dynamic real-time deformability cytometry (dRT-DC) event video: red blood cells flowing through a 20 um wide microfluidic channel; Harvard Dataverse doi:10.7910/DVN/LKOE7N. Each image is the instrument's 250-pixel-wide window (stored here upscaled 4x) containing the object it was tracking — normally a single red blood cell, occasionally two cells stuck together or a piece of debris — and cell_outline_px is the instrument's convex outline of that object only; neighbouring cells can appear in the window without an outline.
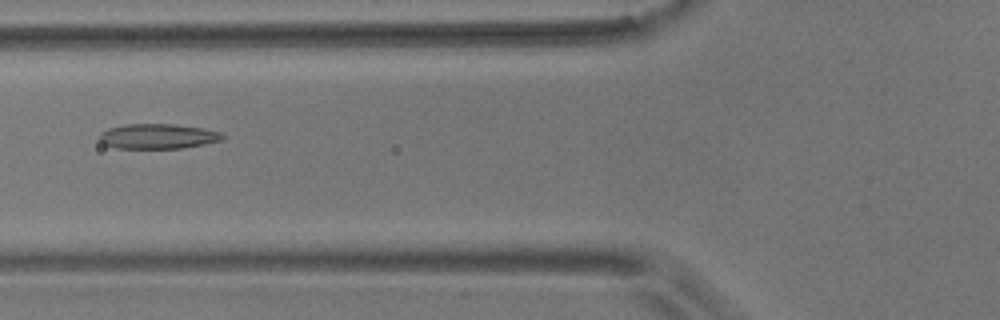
{"species": "common noctule bat (a hibernating species)", "species_latin": "Nyctalus noctula", "temperature_condition": "room temperature", "stored_images_in_passage": 48, "camera_frame_rate_fps": 3000, "um_per_image_px": 0.085, "animal": {"sex": "male", "body_mass_g": 17.9}, "frame": {"image": 1, "passage_image": 14, "time_ms": 4.333, "image_size_px": [1000, 320], "cell_outline_px": [[224, 140], [204, 144], [180, 148], [116, 148], [104, 144], [100, 140], [100, 132], [108, 128], [124, 124], [176, 124], [204, 128], [220, 132], [224, 136]], "centroid_in_image_um": [13.43, 11.58], "position_along_channel_um": 112.4, "area_um2": 17.98}}
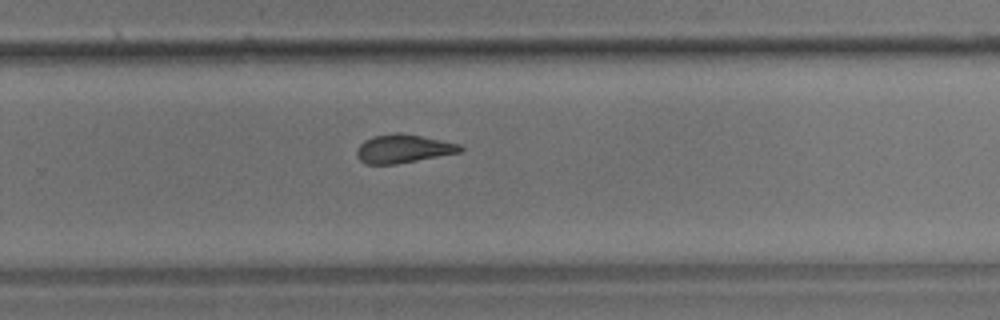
{"frame": {"image": 2, "passage_image": 29, "time_ms": 9.333, "image_size_px": [1000, 320], "cell_outline_px": [[464, 148], [460, 152], [396, 164], [368, 164], [360, 160], [356, 156], [356, 148], [364, 140], [372, 136], [396, 132], [400, 132], [460, 144]], "centroid_in_image_um": [34.23, 12.63], "position_along_channel_um": 295.6, "area_um2": 17.11}}
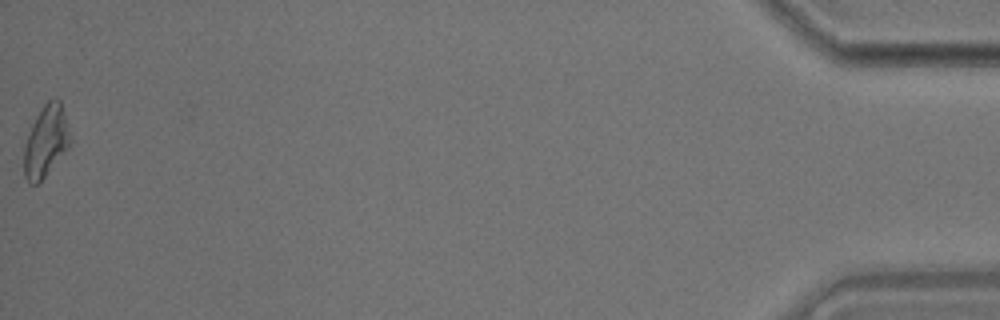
{"frame": {"image": 3, "passage_image": 48, "time_ms": 15.667, "image_size_px": [1000, 320], "cell_outline_px": [[72, 140], [68, 148], [44, 176], [36, 184], [28, 184], [24, 176], [24, 144], [32, 124], [36, 116], [44, 104], [48, 100], [56, 96], [60, 100]], "centroid_in_image_um": [3.89, 11.98], "position_along_channel_um": 431.3, "area_um2": 19.07}, "authors_computed_cell_mechanics": {"area_um2": 18.0625, "velocity_mm_per_s": 3.6653, "shape_relaxation_time_tau1_ms": null, "shape_relaxation_time_tau2_ms": 2.9201, "deformation_change_tau1": null, "deformation_change_tau2": 0.1236}}